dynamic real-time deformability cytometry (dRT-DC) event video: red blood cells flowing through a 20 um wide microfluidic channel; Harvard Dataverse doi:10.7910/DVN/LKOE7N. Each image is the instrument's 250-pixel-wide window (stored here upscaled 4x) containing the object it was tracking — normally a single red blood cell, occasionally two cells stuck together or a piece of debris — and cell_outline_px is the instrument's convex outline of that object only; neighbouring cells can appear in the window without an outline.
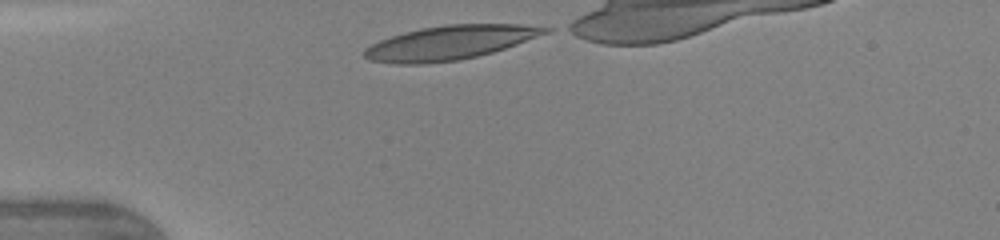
{"species": "human", "species_latin": "Homo sapiens", "temperature_condition": "warm", "stored_images_in_passage": 2, "camera_frame_rate_fps": 3000, "um_per_image_px": 0.085, "donor": {"sex": "female"}, "frame": {"image": 1, "passage_image": 1, "time_ms": 0.0, "image_size_px": [1000, 240], "cell_outline_px": [[552, 28], [548, 32], [516, 44], [492, 52], [460, 60], [428, 64], [396, 64], [368, 60], [364, 56], [364, 48], [380, 40], [404, 32], [420, 28], [444, 24], [520, 24]], "centroid_in_image_um": [38.18, 3.63], "position_along_channel_um": 46.8, "area_um2": 35.78}}